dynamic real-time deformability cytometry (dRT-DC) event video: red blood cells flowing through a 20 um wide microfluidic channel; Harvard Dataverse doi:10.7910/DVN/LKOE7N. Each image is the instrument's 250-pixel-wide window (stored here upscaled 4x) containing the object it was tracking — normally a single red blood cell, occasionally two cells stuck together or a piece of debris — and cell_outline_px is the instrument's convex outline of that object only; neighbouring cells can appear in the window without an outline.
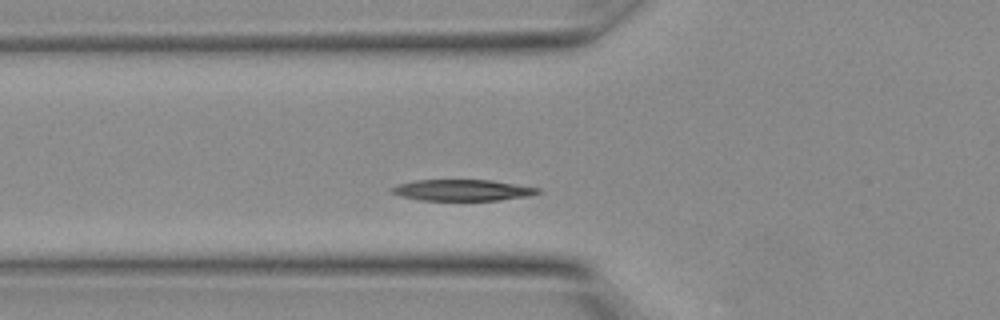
{"species": "Egyptian fruit bat (a non-hibernating species)", "species_latin": "Rousettus aegyptiacus", "temperature_condition": "warm", "stored_images_in_passage": 22, "camera_frame_rate_fps": 3000, "um_per_image_px": 0.085, "animal": {"sex": "female"}, "frame": {"image": 1, "passage_image": 4, "time_ms": 1.0, "image_size_px": [1000, 320], "cell_outline_px": [[540, 192], [528, 196], [500, 200], [420, 200], [400, 196], [392, 192], [392, 188], [400, 184], [416, 180], [492, 180], [540, 188]], "centroid_in_image_um": [39.34, 16.16], "position_along_channel_um": 86.5, "area_um2": 17.86}}
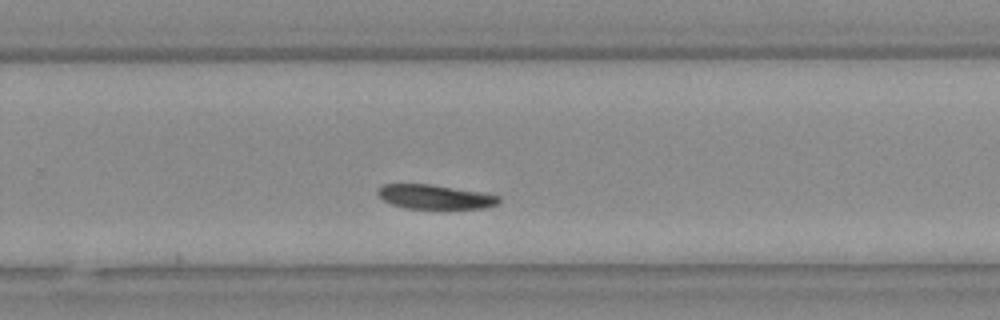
{"frame": {"image": 2, "passage_image": 13, "time_ms": 4.0, "image_size_px": [1000, 320], "cell_outline_px": [[500, 204], [484, 208], [440, 212], [404, 208], [392, 204], [384, 200], [376, 192], [384, 184], [428, 184], [480, 192], [500, 196]], "centroid_in_image_um": [37.03, 16.8], "position_along_channel_um": 292.8, "area_um2": 18.03}}
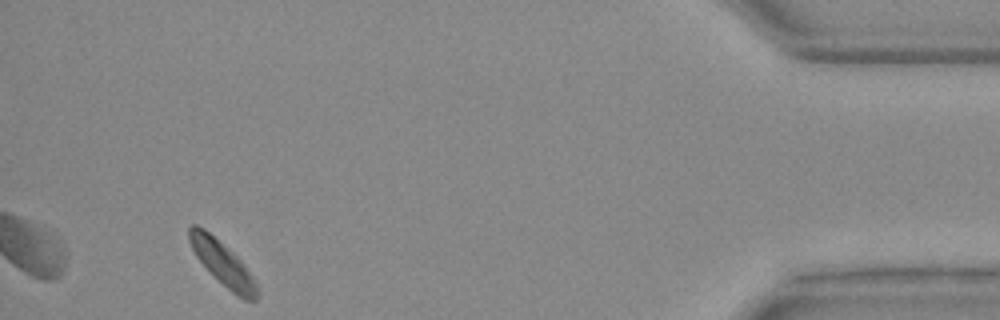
{"frame": {"image": 3, "passage_image": 21, "time_ms": 6.667, "image_size_px": [1000, 320], "cell_outline_px": [[260, 292], [256, 300], [244, 300], [232, 292], [196, 256], [188, 240], [188, 228], [192, 224], [196, 224], [204, 228], [232, 252], [244, 264], [252, 276]], "centroid_in_image_um": [18.93, 22.37], "position_along_channel_um": 416.3, "area_um2": 16.82}}